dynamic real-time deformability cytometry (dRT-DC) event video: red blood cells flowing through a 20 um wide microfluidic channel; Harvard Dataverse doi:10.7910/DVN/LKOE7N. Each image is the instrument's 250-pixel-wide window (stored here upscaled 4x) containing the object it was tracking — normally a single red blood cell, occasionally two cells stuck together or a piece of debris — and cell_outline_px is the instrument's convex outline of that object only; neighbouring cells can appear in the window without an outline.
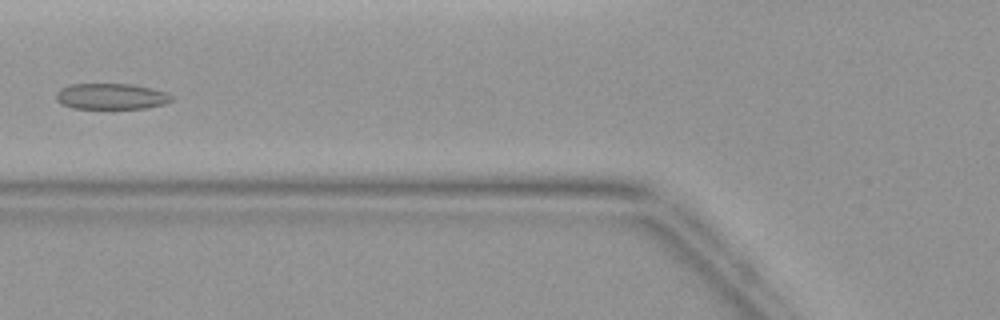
{"species": "common noctule bat (a hibernating species)", "species_latin": "Nyctalus noctula", "temperature_condition": "warm", "stored_images_in_passage": 4, "camera_frame_rate_fps": 3000, "um_per_image_px": 0.085, "animal": {"sex": "female", "body_mass_g": 19.9}, "frame": {"image": 1, "passage_image": 4, "time_ms": 4.0, "image_size_px": [1000, 320], "cell_outline_px": [[172, 100], [164, 104], [144, 108], [72, 108], [60, 104], [56, 100], [56, 92], [60, 88], [68, 84], [132, 84], [152, 88], [164, 92], [172, 96]], "centroid_in_image_um": [9.39, 8.18], "position_along_channel_um": 116.4, "area_um2": 17.46}}